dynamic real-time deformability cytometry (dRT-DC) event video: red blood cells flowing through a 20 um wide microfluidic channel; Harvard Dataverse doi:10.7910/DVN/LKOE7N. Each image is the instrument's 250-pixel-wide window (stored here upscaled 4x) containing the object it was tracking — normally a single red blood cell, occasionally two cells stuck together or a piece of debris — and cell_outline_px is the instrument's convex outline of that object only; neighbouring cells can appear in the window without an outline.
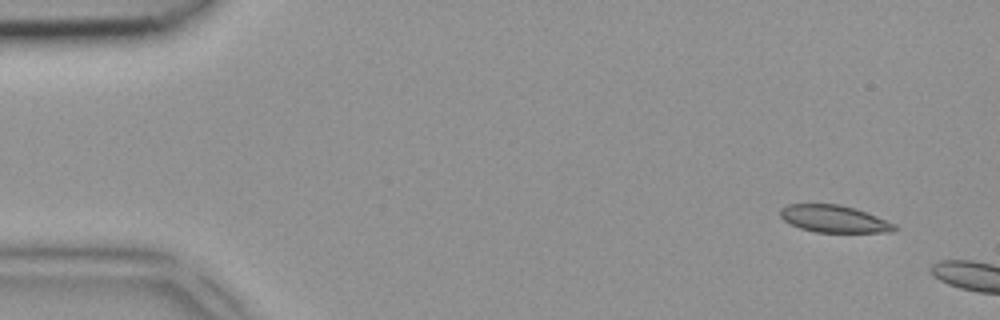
{"species": "common noctule bat (a hibernating species)", "species_latin": "Nyctalus noctula", "temperature_condition": "room temperature", "stored_images_in_passage": 5, "segment_of_instrument_passage": [2, 2], "camera_frame_rate_fps": 3000, "um_per_image_px": 0.085, "animal": {"sex": "female", "body_mass_g": 18.4}, "frame": {"image": 1, "passage_image": 5, "time_ms": 1.333, "image_size_px": [1000, 320], "cell_outline_px": [[896, 232], [816, 232], [800, 228], [784, 220], [780, 216], [780, 208], [788, 204], [840, 204], [856, 208], [896, 224]], "centroid_in_image_um": [70.9, 18.6], "position_along_channel_um": 14.1, "area_um2": 18.09}}